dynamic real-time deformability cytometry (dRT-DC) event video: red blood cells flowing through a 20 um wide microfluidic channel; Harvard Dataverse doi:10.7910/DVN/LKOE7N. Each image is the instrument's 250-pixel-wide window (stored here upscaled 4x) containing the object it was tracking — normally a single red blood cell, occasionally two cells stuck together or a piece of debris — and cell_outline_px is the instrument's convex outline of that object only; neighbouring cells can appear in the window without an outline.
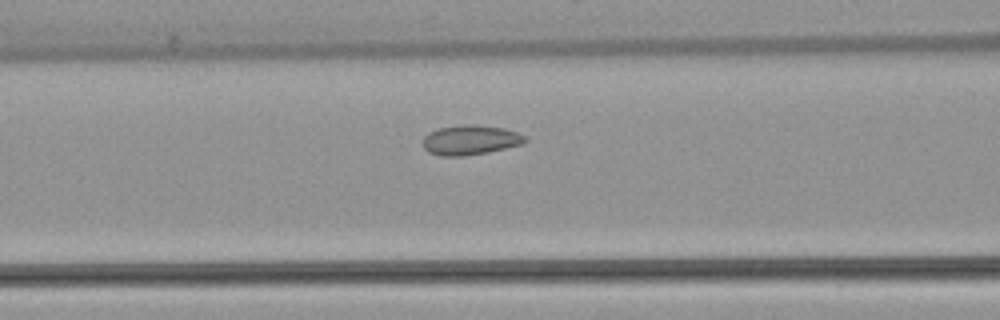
{"species": "common noctule bat (a hibernating species)", "species_latin": "Nyctalus noctula", "temperature_condition": "warm", "stored_images_in_passage": 43, "camera_frame_rate_fps": 3000, "um_per_image_px": 0.085, "animal": {"sex": "female", "body_mass_g": 22.7, "forearm_length_mm": 54.2}, "frame": {"image": 1, "passage_image": 12, "time_ms": 3.667, "image_size_px": [1000, 320], "cell_outline_px": [[528, 140], [524, 144], [488, 152], [464, 156], [440, 156], [428, 152], [424, 148], [424, 136], [428, 132], [440, 128], [464, 124], [476, 124], [504, 128], [516, 132], [524, 136]], "centroid_in_image_um": [39.99, 11.9], "position_along_channel_um": 126.6, "area_um2": 17.8}}
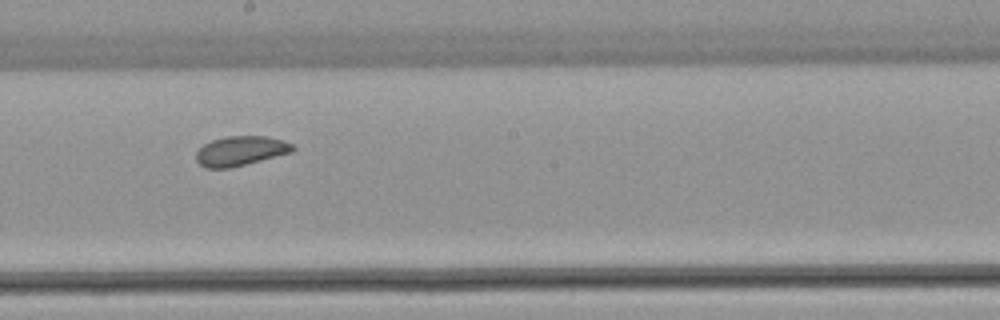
{"frame": {"image": 2, "passage_image": 20, "time_ms": 6.333, "image_size_px": [1000, 320], "cell_outline_px": [[296, 148], [292, 152], [228, 168], [204, 168], [196, 160], [196, 152], [204, 144], [212, 140], [228, 136], [264, 136], [284, 140], [292, 144]], "centroid_in_image_um": [20.44, 12.82], "position_along_channel_um": 227.8, "area_um2": 16.47}}
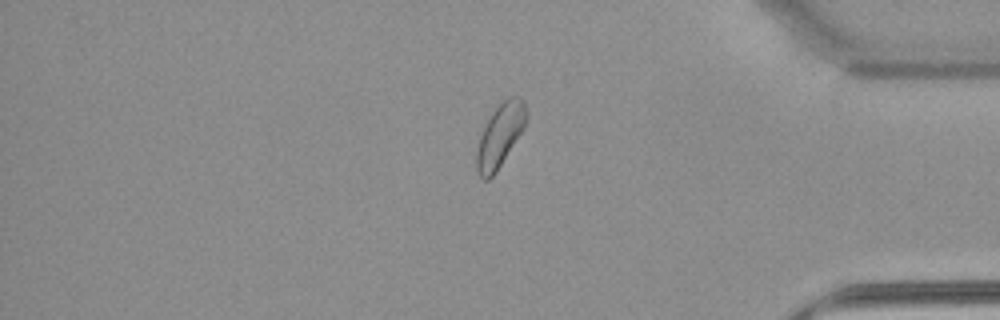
{"frame": {"image": 3, "passage_image": 35, "time_ms": 11.333, "image_size_px": [1000, 320], "cell_outline_px": [[528, 116], [524, 128], [496, 172], [488, 180], [484, 180], [476, 172], [476, 152], [480, 136], [492, 112], [508, 96], [520, 96], [524, 100]], "centroid_in_image_um": [42.51, 11.5], "position_along_channel_um": 392.7, "area_um2": 18.21}, "authors_computed_cell_mechanics": {"area_um2": 17.6868, "velocity_mm_per_s": 3.804, "shape_relaxation_time_tau1_ms": null, "shape_relaxation_time_tau2_ms": 3.921, "deformation_change_tau1": null, "deformation_change_tau2": 0.0758}}